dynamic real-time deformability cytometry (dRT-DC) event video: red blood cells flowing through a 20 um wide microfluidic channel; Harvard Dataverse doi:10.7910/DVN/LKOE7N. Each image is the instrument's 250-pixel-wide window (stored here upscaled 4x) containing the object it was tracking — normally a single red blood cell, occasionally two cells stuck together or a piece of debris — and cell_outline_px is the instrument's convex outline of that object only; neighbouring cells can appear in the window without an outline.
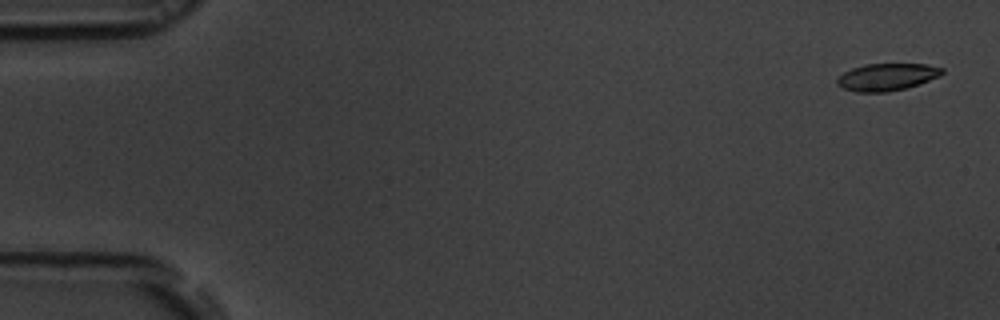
{"species": "common noctule bat (a hibernating species)", "species_latin": "Nyctalus noctula", "temperature_condition": "room temperature", "stored_images_in_passage": 56, "camera_frame_rate_fps": 3000, "um_per_image_px": 0.085, "animal": {"sex": "male", "body_mass_g": 19.5, "forearm_length_mm": 54.6}, "frame": {"image": 1, "passage_image": 2, "time_ms": 0.333, "image_size_px": [1000, 320], "cell_outline_px": [[944, 72], [940, 76], [920, 84], [888, 92], [856, 92], [844, 88], [836, 84], [836, 80], [844, 72], [852, 68], [864, 64], [928, 64], [944, 68]], "centroid_in_image_um": [75.41, 6.54], "position_along_channel_um": 9.6, "area_um2": 16.7}}
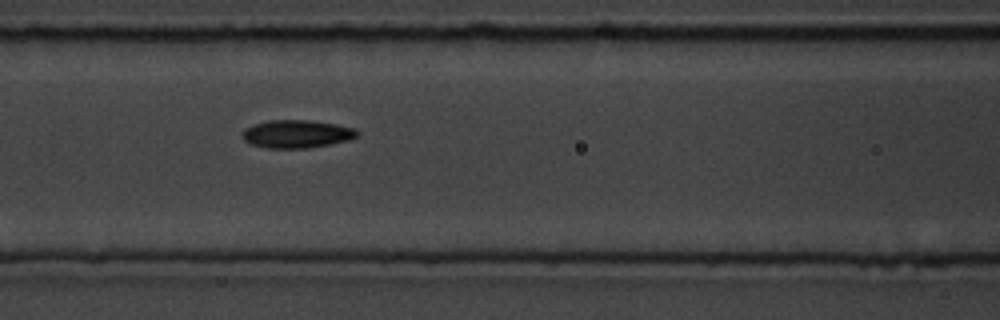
{"frame": {"image": 2, "passage_image": 24, "time_ms": 7.667, "image_size_px": [1000, 320], "cell_outline_px": [[360, 136], [348, 140], [308, 148], [268, 148], [252, 144], [244, 140], [240, 132], [244, 128], [268, 120], [308, 120], [336, 124], [356, 128], [360, 132]], "centroid_in_image_um": [25.24, 11.38], "position_along_channel_um": 141.4, "area_um2": 18.79}}
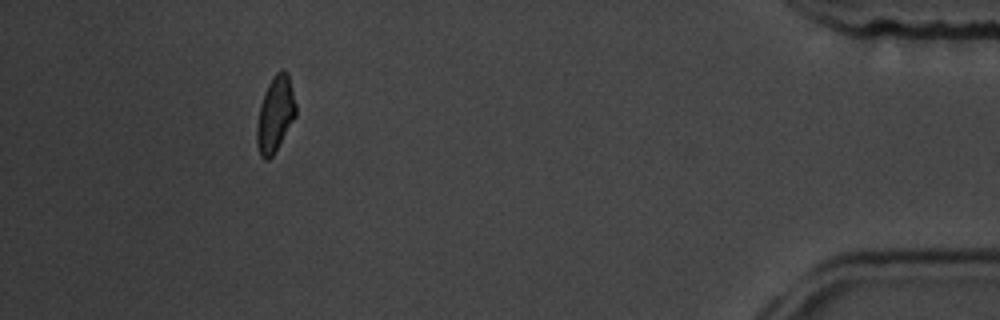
{"frame": {"image": 3, "passage_image": 51, "time_ms": 16.667, "image_size_px": [1000, 320], "cell_outline_px": [[296, 116], [272, 156], [268, 160], [264, 160], [260, 156], [256, 144], [256, 124], [260, 104], [264, 92], [272, 76], [280, 68], [284, 68], [288, 72], [296, 104]], "centroid_in_image_um": [23.38, 9.67], "position_along_channel_um": 411.8, "area_um2": 17.46}, "authors_computed_cell_mechanics": {"area_um2": 17.629, "velocity_mm_per_s": 3.6806, "shape_relaxation_time_tau1_ms": 5.91, "shape_relaxation_time_tau2_ms": 3.8854, "deformation_change_tau1": 0.1465, "deformation_change_tau2": 0.0947}}